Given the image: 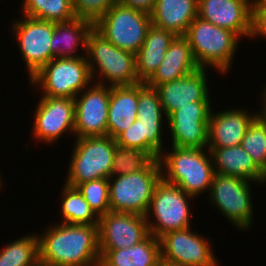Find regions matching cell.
<instances>
[{"mask_svg":"<svg viewBox=\"0 0 266 266\" xmlns=\"http://www.w3.org/2000/svg\"><path fill=\"white\" fill-rule=\"evenodd\" d=\"M48 224L36 233L40 266H99L98 225Z\"/></svg>","mask_w":266,"mask_h":266,"instance_id":"obj_1","label":"cell"},{"mask_svg":"<svg viewBox=\"0 0 266 266\" xmlns=\"http://www.w3.org/2000/svg\"><path fill=\"white\" fill-rule=\"evenodd\" d=\"M137 112V119L116 138V143L119 146L145 151L154 159H158L160 153L166 150L164 146L167 147V144H164V134H168L165 132L167 130H164L167 129V117L157 89L145 82L138 83Z\"/></svg>","mask_w":266,"mask_h":266,"instance_id":"obj_2","label":"cell"},{"mask_svg":"<svg viewBox=\"0 0 266 266\" xmlns=\"http://www.w3.org/2000/svg\"><path fill=\"white\" fill-rule=\"evenodd\" d=\"M158 158L162 180L196 199L209 193L215 170L209 150L168 146Z\"/></svg>","mask_w":266,"mask_h":266,"instance_id":"obj_3","label":"cell"},{"mask_svg":"<svg viewBox=\"0 0 266 266\" xmlns=\"http://www.w3.org/2000/svg\"><path fill=\"white\" fill-rule=\"evenodd\" d=\"M185 37L189 40L194 59L200 68L213 67L217 75L227 76L230 73L241 43L236 33L197 16Z\"/></svg>","mask_w":266,"mask_h":266,"instance_id":"obj_4","label":"cell"},{"mask_svg":"<svg viewBox=\"0 0 266 266\" xmlns=\"http://www.w3.org/2000/svg\"><path fill=\"white\" fill-rule=\"evenodd\" d=\"M85 56L95 83L113 87L141 82L136 73L135 54L116 47L95 28L88 35Z\"/></svg>","mask_w":266,"mask_h":266,"instance_id":"obj_5","label":"cell"},{"mask_svg":"<svg viewBox=\"0 0 266 266\" xmlns=\"http://www.w3.org/2000/svg\"><path fill=\"white\" fill-rule=\"evenodd\" d=\"M116 144V139L108 135L75 138L63 183L76 187L87 181L101 178L109 179Z\"/></svg>","mask_w":266,"mask_h":266,"instance_id":"obj_6","label":"cell"},{"mask_svg":"<svg viewBox=\"0 0 266 266\" xmlns=\"http://www.w3.org/2000/svg\"><path fill=\"white\" fill-rule=\"evenodd\" d=\"M92 82L86 56L55 57L29 80V87L40 90L41 96L74 99Z\"/></svg>","mask_w":266,"mask_h":266,"instance_id":"obj_7","label":"cell"},{"mask_svg":"<svg viewBox=\"0 0 266 266\" xmlns=\"http://www.w3.org/2000/svg\"><path fill=\"white\" fill-rule=\"evenodd\" d=\"M253 184L257 183L216 173L207 195L209 205L212 204L238 231L246 232L254 226Z\"/></svg>","mask_w":266,"mask_h":266,"instance_id":"obj_8","label":"cell"},{"mask_svg":"<svg viewBox=\"0 0 266 266\" xmlns=\"http://www.w3.org/2000/svg\"><path fill=\"white\" fill-rule=\"evenodd\" d=\"M193 199L178 186L161 179L155 186L145 215L149 233L159 239L167 232L192 227L190 202Z\"/></svg>","mask_w":266,"mask_h":266,"instance_id":"obj_9","label":"cell"},{"mask_svg":"<svg viewBox=\"0 0 266 266\" xmlns=\"http://www.w3.org/2000/svg\"><path fill=\"white\" fill-rule=\"evenodd\" d=\"M161 179L158 159L135 173L111 176L108 179L110 211L145 216L155 186Z\"/></svg>","mask_w":266,"mask_h":266,"instance_id":"obj_10","label":"cell"},{"mask_svg":"<svg viewBox=\"0 0 266 266\" xmlns=\"http://www.w3.org/2000/svg\"><path fill=\"white\" fill-rule=\"evenodd\" d=\"M151 25L150 13L116 2L94 28L116 47L136 54Z\"/></svg>","mask_w":266,"mask_h":266,"instance_id":"obj_11","label":"cell"},{"mask_svg":"<svg viewBox=\"0 0 266 266\" xmlns=\"http://www.w3.org/2000/svg\"><path fill=\"white\" fill-rule=\"evenodd\" d=\"M15 17L11 21L12 38L17 43L20 56L26 67L28 81L50 60L55 58L51 53L50 43L54 22H48L28 16Z\"/></svg>","mask_w":266,"mask_h":266,"instance_id":"obj_12","label":"cell"},{"mask_svg":"<svg viewBox=\"0 0 266 266\" xmlns=\"http://www.w3.org/2000/svg\"><path fill=\"white\" fill-rule=\"evenodd\" d=\"M193 230L190 227L162 235L161 261L175 266H220L209 237Z\"/></svg>","mask_w":266,"mask_h":266,"instance_id":"obj_13","label":"cell"},{"mask_svg":"<svg viewBox=\"0 0 266 266\" xmlns=\"http://www.w3.org/2000/svg\"><path fill=\"white\" fill-rule=\"evenodd\" d=\"M39 101V102H38ZM31 125V137L43 145H55L66 134L75 137V100L40 96ZM68 133V134H67ZM35 138V139H34Z\"/></svg>","mask_w":266,"mask_h":266,"instance_id":"obj_14","label":"cell"},{"mask_svg":"<svg viewBox=\"0 0 266 266\" xmlns=\"http://www.w3.org/2000/svg\"><path fill=\"white\" fill-rule=\"evenodd\" d=\"M214 102H192L167 117L170 146L190 149L208 147V123Z\"/></svg>","mask_w":266,"mask_h":266,"instance_id":"obj_15","label":"cell"},{"mask_svg":"<svg viewBox=\"0 0 266 266\" xmlns=\"http://www.w3.org/2000/svg\"><path fill=\"white\" fill-rule=\"evenodd\" d=\"M74 100L75 138L107 135L110 86L92 82Z\"/></svg>","mask_w":266,"mask_h":266,"instance_id":"obj_16","label":"cell"},{"mask_svg":"<svg viewBox=\"0 0 266 266\" xmlns=\"http://www.w3.org/2000/svg\"><path fill=\"white\" fill-rule=\"evenodd\" d=\"M149 234L145 216L109 211L99 217V250L129 248Z\"/></svg>","mask_w":266,"mask_h":266,"instance_id":"obj_17","label":"cell"},{"mask_svg":"<svg viewBox=\"0 0 266 266\" xmlns=\"http://www.w3.org/2000/svg\"><path fill=\"white\" fill-rule=\"evenodd\" d=\"M197 16L251 39L253 0H198Z\"/></svg>","mask_w":266,"mask_h":266,"instance_id":"obj_18","label":"cell"},{"mask_svg":"<svg viewBox=\"0 0 266 266\" xmlns=\"http://www.w3.org/2000/svg\"><path fill=\"white\" fill-rule=\"evenodd\" d=\"M208 72L207 68H199L175 81L156 87L166 117L192 102H213L209 91Z\"/></svg>","mask_w":266,"mask_h":266,"instance_id":"obj_19","label":"cell"},{"mask_svg":"<svg viewBox=\"0 0 266 266\" xmlns=\"http://www.w3.org/2000/svg\"><path fill=\"white\" fill-rule=\"evenodd\" d=\"M247 107L227 108L215 112L212 109L208 123V147L225 148L241 145L252 121L258 116V110L249 111Z\"/></svg>","mask_w":266,"mask_h":266,"instance_id":"obj_20","label":"cell"},{"mask_svg":"<svg viewBox=\"0 0 266 266\" xmlns=\"http://www.w3.org/2000/svg\"><path fill=\"white\" fill-rule=\"evenodd\" d=\"M199 68L189 40L185 36H176L170 43L160 66L145 83L156 88L158 85L175 81Z\"/></svg>","mask_w":266,"mask_h":266,"instance_id":"obj_21","label":"cell"},{"mask_svg":"<svg viewBox=\"0 0 266 266\" xmlns=\"http://www.w3.org/2000/svg\"><path fill=\"white\" fill-rule=\"evenodd\" d=\"M207 149L211 154L215 173L243 178L262 187L266 184V175L241 145Z\"/></svg>","mask_w":266,"mask_h":266,"instance_id":"obj_22","label":"cell"},{"mask_svg":"<svg viewBox=\"0 0 266 266\" xmlns=\"http://www.w3.org/2000/svg\"><path fill=\"white\" fill-rule=\"evenodd\" d=\"M93 28L94 24L92 22L80 18L54 23L50 43L51 53L59 58L85 56L88 35Z\"/></svg>","mask_w":266,"mask_h":266,"instance_id":"obj_23","label":"cell"},{"mask_svg":"<svg viewBox=\"0 0 266 266\" xmlns=\"http://www.w3.org/2000/svg\"><path fill=\"white\" fill-rule=\"evenodd\" d=\"M138 84L110 87L107 135L116 139L137 119Z\"/></svg>","mask_w":266,"mask_h":266,"instance_id":"obj_24","label":"cell"},{"mask_svg":"<svg viewBox=\"0 0 266 266\" xmlns=\"http://www.w3.org/2000/svg\"><path fill=\"white\" fill-rule=\"evenodd\" d=\"M198 0H156L150 13L152 25L185 36L197 17Z\"/></svg>","mask_w":266,"mask_h":266,"instance_id":"obj_25","label":"cell"},{"mask_svg":"<svg viewBox=\"0 0 266 266\" xmlns=\"http://www.w3.org/2000/svg\"><path fill=\"white\" fill-rule=\"evenodd\" d=\"M99 251V266H158L161 262L160 240L152 234L129 248Z\"/></svg>","mask_w":266,"mask_h":266,"instance_id":"obj_26","label":"cell"},{"mask_svg":"<svg viewBox=\"0 0 266 266\" xmlns=\"http://www.w3.org/2000/svg\"><path fill=\"white\" fill-rule=\"evenodd\" d=\"M175 37L171 31L154 25L149 27L143 45L135 54L136 73L141 82H146L154 74Z\"/></svg>","mask_w":266,"mask_h":266,"instance_id":"obj_27","label":"cell"},{"mask_svg":"<svg viewBox=\"0 0 266 266\" xmlns=\"http://www.w3.org/2000/svg\"><path fill=\"white\" fill-rule=\"evenodd\" d=\"M60 197V217L58 223L98 225L99 217L76 187L63 184Z\"/></svg>","mask_w":266,"mask_h":266,"instance_id":"obj_28","label":"cell"},{"mask_svg":"<svg viewBox=\"0 0 266 266\" xmlns=\"http://www.w3.org/2000/svg\"><path fill=\"white\" fill-rule=\"evenodd\" d=\"M15 239L1 246L0 266H40L37 234L28 232Z\"/></svg>","mask_w":266,"mask_h":266,"instance_id":"obj_29","label":"cell"},{"mask_svg":"<svg viewBox=\"0 0 266 266\" xmlns=\"http://www.w3.org/2000/svg\"><path fill=\"white\" fill-rule=\"evenodd\" d=\"M21 15L60 23L76 18L73 0H23Z\"/></svg>","mask_w":266,"mask_h":266,"instance_id":"obj_30","label":"cell"},{"mask_svg":"<svg viewBox=\"0 0 266 266\" xmlns=\"http://www.w3.org/2000/svg\"><path fill=\"white\" fill-rule=\"evenodd\" d=\"M242 148L266 175V121L259 115L252 121L242 142Z\"/></svg>","mask_w":266,"mask_h":266,"instance_id":"obj_31","label":"cell"},{"mask_svg":"<svg viewBox=\"0 0 266 266\" xmlns=\"http://www.w3.org/2000/svg\"><path fill=\"white\" fill-rule=\"evenodd\" d=\"M154 160L145 151L116 144L111 176L131 174L146 169Z\"/></svg>","mask_w":266,"mask_h":266,"instance_id":"obj_32","label":"cell"},{"mask_svg":"<svg viewBox=\"0 0 266 266\" xmlns=\"http://www.w3.org/2000/svg\"><path fill=\"white\" fill-rule=\"evenodd\" d=\"M76 188L98 217L110 211L109 181L107 178L83 182Z\"/></svg>","mask_w":266,"mask_h":266,"instance_id":"obj_33","label":"cell"},{"mask_svg":"<svg viewBox=\"0 0 266 266\" xmlns=\"http://www.w3.org/2000/svg\"><path fill=\"white\" fill-rule=\"evenodd\" d=\"M117 0H73L76 18L88 20L94 25L106 14Z\"/></svg>","mask_w":266,"mask_h":266,"instance_id":"obj_34","label":"cell"},{"mask_svg":"<svg viewBox=\"0 0 266 266\" xmlns=\"http://www.w3.org/2000/svg\"><path fill=\"white\" fill-rule=\"evenodd\" d=\"M252 38L266 40V0H253Z\"/></svg>","mask_w":266,"mask_h":266,"instance_id":"obj_35","label":"cell"},{"mask_svg":"<svg viewBox=\"0 0 266 266\" xmlns=\"http://www.w3.org/2000/svg\"><path fill=\"white\" fill-rule=\"evenodd\" d=\"M118 3L151 13L156 0H117Z\"/></svg>","mask_w":266,"mask_h":266,"instance_id":"obj_36","label":"cell"},{"mask_svg":"<svg viewBox=\"0 0 266 266\" xmlns=\"http://www.w3.org/2000/svg\"><path fill=\"white\" fill-rule=\"evenodd\" d=\"M261 89L263 90V92H260V99H259V103H260V110L258 111V115L266 121V85H264V87Z\"/></svg>","mask_w":266,"mask_h":266,"instance_id":"obj_37","label":"cell"},{"mask_svg":"<svg viewBox=\"0 0 266 266\" xmlns=\"http://www.w3.org/2000/svg\"><path fill=\"white\" fill-rule=\"evenodd\" d=\"M2 176L3 175L0 173V190L3 189L2 187H3V183H4L3 180H2L3 179Z\"/></svg>","mask_w":266,"mask_h":266,"instance_id":"obj_38","label":"cell"},{"mask_svg":"<svg viewBox=\"0 0 266 266\" xmlns=\"http://www.w3.org/2000/svg\"><path fill=\"white\" fill-rule=\"evenodd\" d=\"M158 266H175V265L167 264L161 261Z\"/></svg>","mask_w":266,"mask_h":266,"instance_id":"obj_39","label":"cell"}]
</instances>
